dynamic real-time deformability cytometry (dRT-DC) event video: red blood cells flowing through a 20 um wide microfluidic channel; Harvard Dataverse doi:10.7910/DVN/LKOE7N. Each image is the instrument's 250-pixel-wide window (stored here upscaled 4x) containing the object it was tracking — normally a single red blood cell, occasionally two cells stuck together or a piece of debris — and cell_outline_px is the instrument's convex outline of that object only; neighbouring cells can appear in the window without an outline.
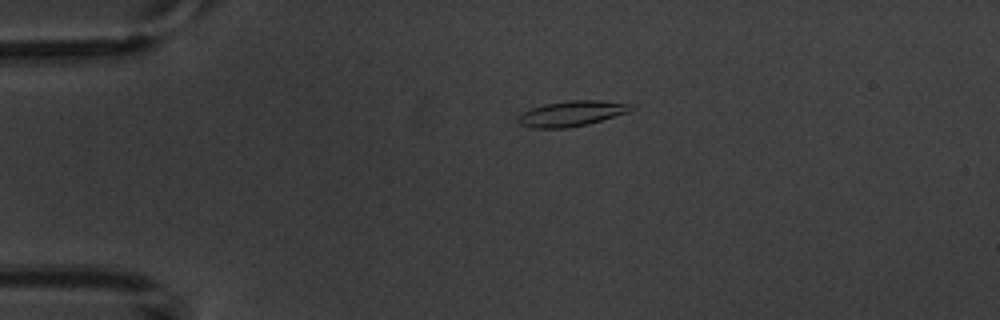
{"species": "common noctule bat (a hibernating species)", "species_latin": "Nyctalus noctula", "temperature_condition": "warm", "stored_images_in_passage": 6, "camera_frame_rate_fps": 3000, "um_per_image_px": 0.085, "animal": {"sex": "male", "body_mass_g": 20.1, "forearm_length_mm": 53.5}, "frame": {"image": 1, "passage_image": 6, "time_ms": 7.0, "image_size_px": [1000, 320], "cell_outline_px": [[636, 108], [628, 112], [588, 124], [568, 128], [532, 128], [520, 124], [516, 120], [516, 116], [532, 108], [544, 104], [572, 100], [596, 100], [636, 104]], "centroid_in_image_um": [48.61, 9.65], "position_along_channel_um": 36.4, "area_um2": 16.82}}